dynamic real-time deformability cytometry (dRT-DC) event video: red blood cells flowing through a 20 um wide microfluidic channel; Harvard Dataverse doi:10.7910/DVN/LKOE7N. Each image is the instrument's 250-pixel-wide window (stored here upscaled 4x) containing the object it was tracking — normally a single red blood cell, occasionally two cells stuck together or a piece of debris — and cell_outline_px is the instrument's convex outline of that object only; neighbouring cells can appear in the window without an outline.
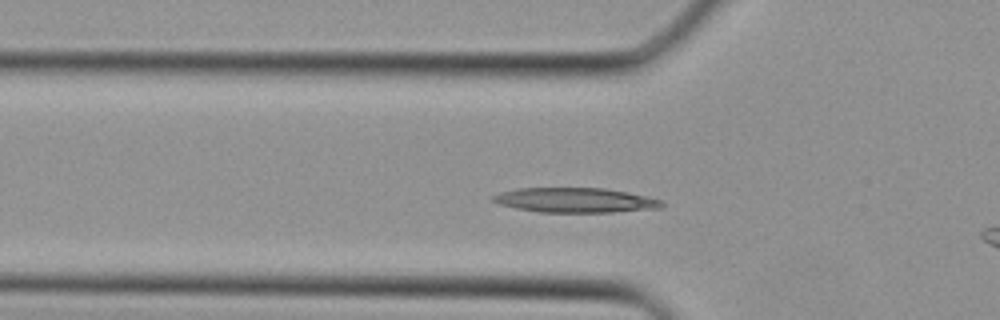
{"species": "Egyptian fruit bat (a non-hibernating species)", "species_latin": "Rousettus aegyptiacus", "temperature_condition": "cold", "stored_images_in_passage": 33, "camera_frame_rate_fps": 3000, "um_per_image_px": 0.085, "animal": {"sex": "female"}, "frame": {"image": 1, "passage_image": 8, "time_ms": 2.333, "image_size_px": [1000, 320], "cell_outline_px": [[664, 208], [612, 212], [540, 212], [516, 208], [500, 204], [492, 200], [492, 196], [500, 192], [520, 188], [604, 188], [628, 192], [660, 200], [664, 204]], "centroid_in_image_um": [48.91, 17.01], "position_along_channel_um": 76.9, "area_um2": 24.22}}
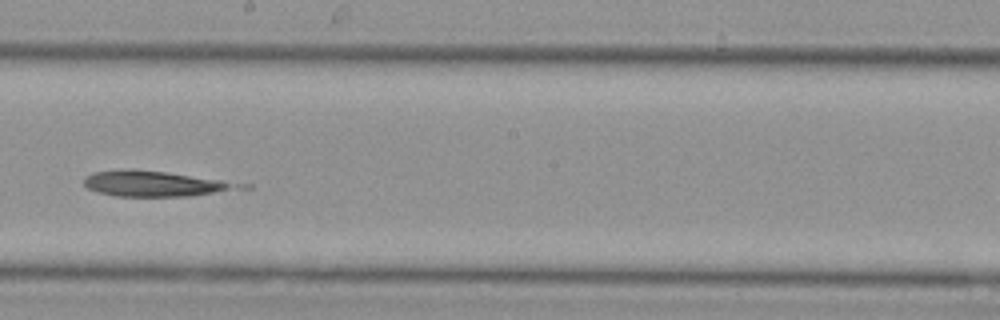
{"frame": {"image": 2, "passage_image": 17, "time_ms": 5.333, "image_size_px": [1000, 320], "cell_outline_px": [[228, 188], [212, 192], [188, 196], [116, 196], [100, 192], [88, 188], [84, 184], [84, 176], [92, 172], [168, 172], [220, 180], [228, 184]], "centroid_in_image_um": [12.85, 15.64], "position_along_channel_um": 235.3, "area_um2": 20.69}}
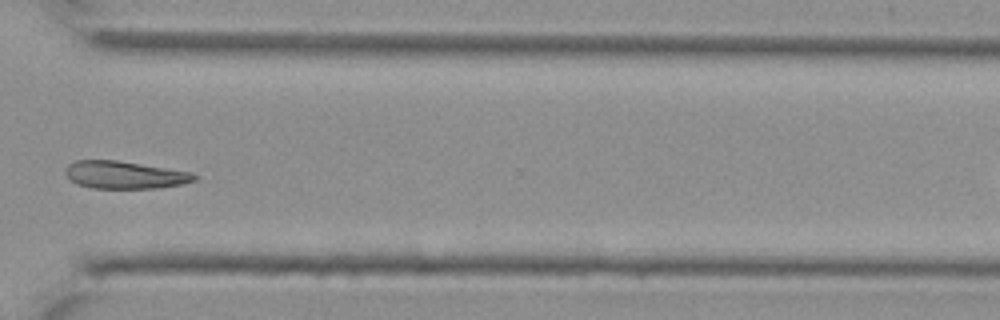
{"frame": {"image": 3, "passage_image": 24, "time_ms": 7.667, "image_size_px": [1000, 320], "cell_outline_px": [[200, 176], [196, 180], [180, 184], [160, 188], [92, 188], [76, 184], [64, 172], [68, 164], [76, 160], [116, 160], [192, 172]], "centroid_in_image_um": [10.61, 14.87], "position_along_channel_um": 360.0, "area_um2": 20.69}}